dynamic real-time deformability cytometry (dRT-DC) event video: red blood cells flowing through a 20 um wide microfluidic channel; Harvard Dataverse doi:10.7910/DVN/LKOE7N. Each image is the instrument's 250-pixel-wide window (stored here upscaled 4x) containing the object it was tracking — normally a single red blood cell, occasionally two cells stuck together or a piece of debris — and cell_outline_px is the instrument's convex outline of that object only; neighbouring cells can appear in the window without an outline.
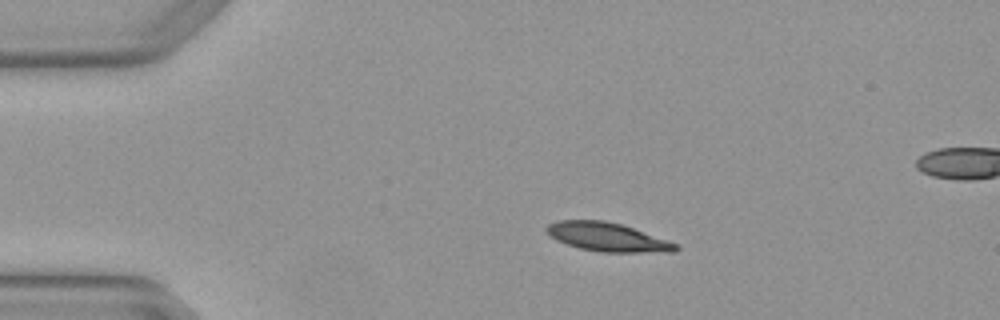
{"species": "Egyptian fruit bat (a non-hibernating species)", "species_latin": "Rousettus aegyptiacus", "temperature_condition": "warm", "stored_images_in_passage": 4, "segment_of_instrument_passage": [1, 2], "camera_frame_rate_fps": 3000, "um_per_image_px": 0.085, "animal": {"sex": "female"}, "frame": {"image": 1, "passage_image": 2, "time_ms": 0.333, "image_size_px": [1000, 320], "cell_outline_px": [[680, 248], [676, 252], [600, 252], [580, 248], [556, 240], [548, 236], [544, 228], [548, 224], [556, 220], [604, 220], [620, 224], [680, 244]], "centroid_in_image_um": [51.62, 20.15], "position_along_channel_um": 33.4, "area_um2": 21.73}}